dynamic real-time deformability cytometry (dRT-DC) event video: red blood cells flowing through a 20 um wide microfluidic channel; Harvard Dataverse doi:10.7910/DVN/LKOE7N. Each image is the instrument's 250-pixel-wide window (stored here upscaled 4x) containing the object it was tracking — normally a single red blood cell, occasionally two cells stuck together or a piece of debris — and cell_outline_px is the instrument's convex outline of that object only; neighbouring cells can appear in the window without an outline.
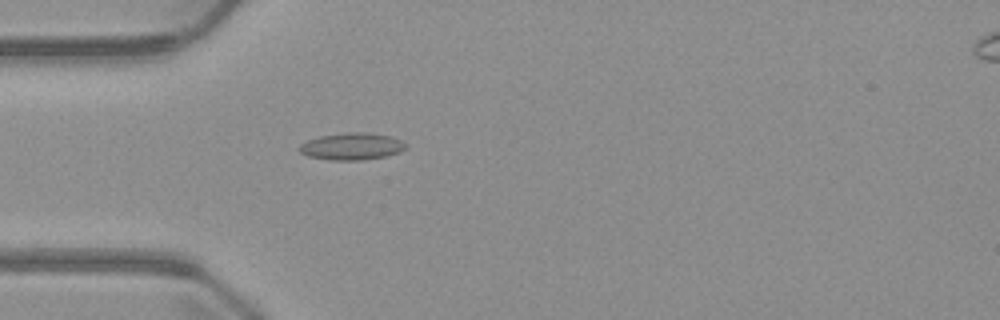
{"species": "common noctule bat (a hibernating species)", "species_latin": "Nyctalus noctula", "temperature_condition": "warm", "stored_images_in_passage": 5, "camera_frame_rate_fps": 3000, "um_per_image_px": 0.085, "animal": {"sex": "male", "body_mass_g": 23.1, "forearm_length_mm": 52.7}, "frame": {"image": 1, "passage_image": 4, "time_ms": 3.667, "image_size_px": [1000, 320], "cell_outline_px": [[408, 144], [400, 152], [384, 156], [360, 160], [332, 160], [308, 156], [300, 152], [296, 148], [300, 144], [308, 140], [320, 136], [348, 132], [368, 132], [392, 136]], "centroid_in_image_um": [29.89, 12.43], "position_along_channel_um": 55.1, "area_um2": 16.76}}